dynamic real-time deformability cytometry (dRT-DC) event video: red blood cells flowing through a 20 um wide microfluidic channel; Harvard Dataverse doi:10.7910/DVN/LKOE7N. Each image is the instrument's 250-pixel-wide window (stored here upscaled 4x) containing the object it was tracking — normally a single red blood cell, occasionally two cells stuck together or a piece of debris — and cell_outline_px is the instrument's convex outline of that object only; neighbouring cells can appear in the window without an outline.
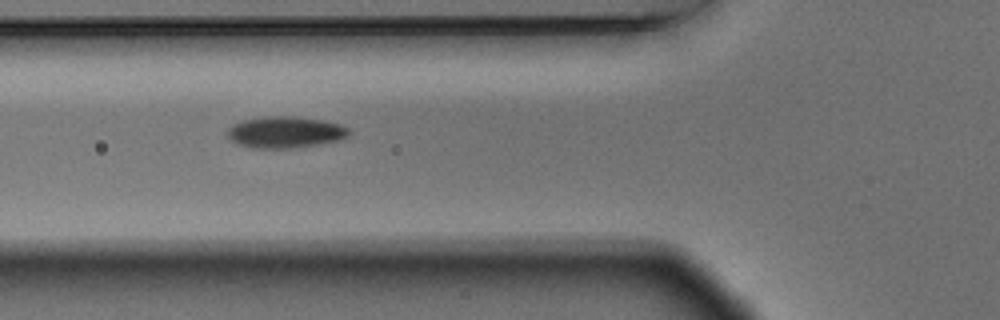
{"species": "Egyptian fruit bat (a non-hibernating species)", "species_latin": "Rousettus aegyptiacus", "temperature_condition": "warm", "stored_images_in_passage": 5, "camera_frame_rate_fps": 3000, "um_per_image_px": 0.085, "animal": {"sex": "male"}, "frame": {"image": 1, "passage_image": 2, "time_ms": 0.333, "image_size_px": [1000, 320], "cell_outline_px": [[348, 136], [340, 140], [316, 144], [288, 148], [256, 148], [240, 144], [232, 140], [228, 136], [228, 128], [232, 124], [244, 120], [264, 116], [296, 116], [320, 120], [340, 124], [348, 128]], "centroid_in_image_um": [24.24, 11.22], "position_along_channel_um": 101.6, "area_um2": 21.96}}
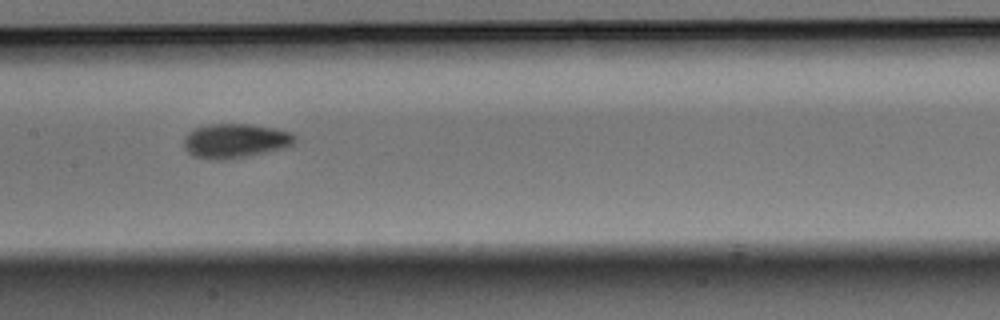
{"frame": {"image": 2, "passage_image": 4, "time_ms": 1.0, "image_size_px": [1000, 320], "cell_outline_px": [[296, 140], [292, 144], [284, 148], [248, 156], [224, 160], [212, 160], [192, 156], [184, 148], [184, 136], [188, 132], [196, 128], [212, 124], [248, 124], [276, 128], [292, 132], [296, 136]], "centroid_in_image_um": [19.99, 11.97], "position_along_channel_um": 187.4, "area_um2": 22.37}}
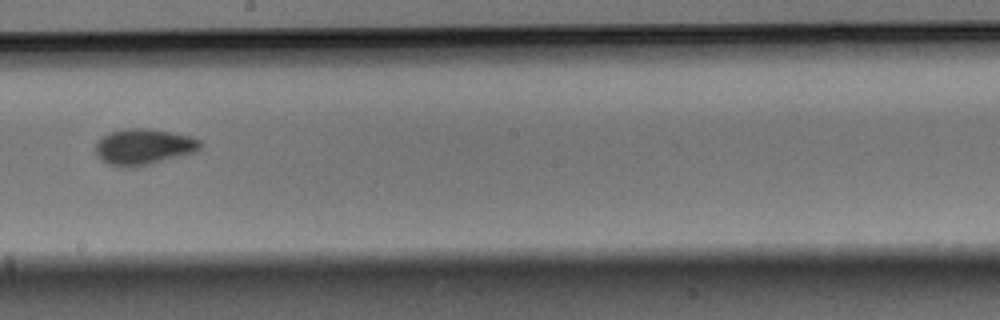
{"frame": {"image": 3, "passage_image": 5, "time_ms": 1.333, "image_size_px": [1000, 320], "cell_outline_px": [[204, 144], [196, 152], [152, 164], [136, 168], [116, 168], [100, 160], [96, 156], [96, 140], [112, 132], [128, 128], [148, 128], [172, 132], [192, 136], [200, 140]], "centroid_in_image_um": [12.21, 12.5], "position_along_channel_um": 236.0, "area_um2": 22.54}}